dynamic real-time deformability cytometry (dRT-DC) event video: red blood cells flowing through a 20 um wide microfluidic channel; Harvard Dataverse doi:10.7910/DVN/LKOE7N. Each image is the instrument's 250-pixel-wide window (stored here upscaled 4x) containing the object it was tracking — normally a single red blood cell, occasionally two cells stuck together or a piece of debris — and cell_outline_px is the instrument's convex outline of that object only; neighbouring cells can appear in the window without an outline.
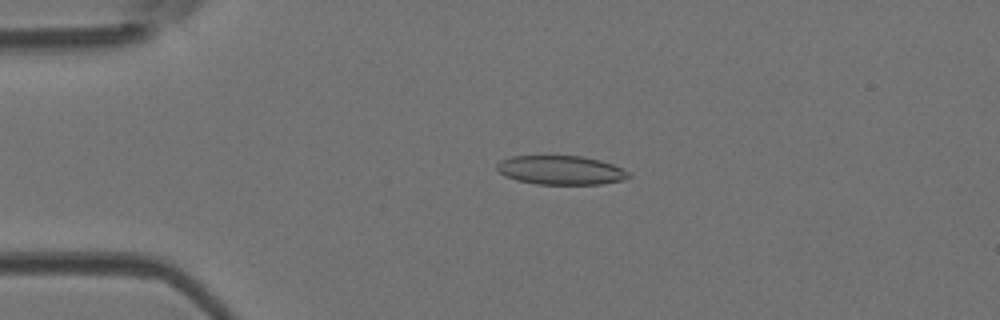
{"species": "Egyptian fruit bat (a non-hibernating species)", "species_latin": "Rousettus aegyptiacus", "temperature_condition": "room temperature", "stored_images_in_passage": 52, "camera_frame_rate_fps": 3000, "um_per_image_px": 0.085, "animal": {"sex": "female"}, "frame": {"image": 1, "passage_image": 12, "time_ms": 3.667, "image_size_px": [1000, 320], "cell_outline_px": [[632, 176], [624, 180], [600, 184], [536, 184], [516, 180], [504, 176], [496, 168], [496, 164], [500, 160], [512, 156], [580, 156], [600, 160], [612, 164], [628, 172]], "centroid_in_image_um": [47.64, 14.46], "position_along_channel_um": 37.4, "area_um2": 22.25}}
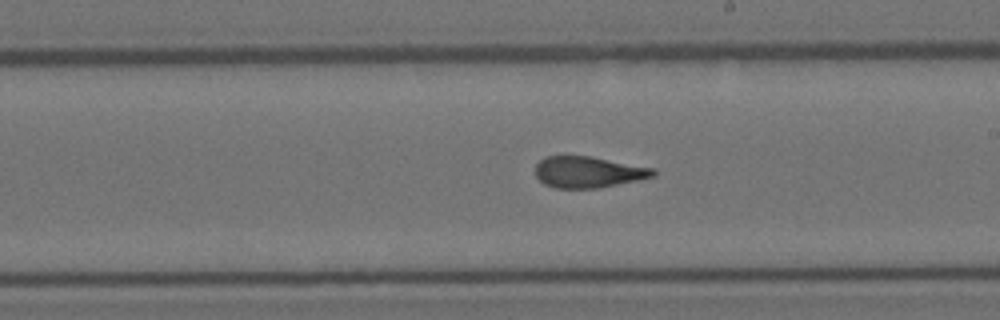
{"frame": {"image": 2, "passage_image": 30, "time_ms": 9.667, "image_size_px": [1000, 320], "cell_outline_px": [[656, 172], [652, 176], [636, 180], [600, 188], [556, 188], [544, 184], [536, 176], [536, 164], [544, 156], [564, 152], [588, 156], [656, 168]], "centroid_in_image_um": [49.92, 14.58], "position_along_channel_um": 239.1, "area_um2": 21.96}}
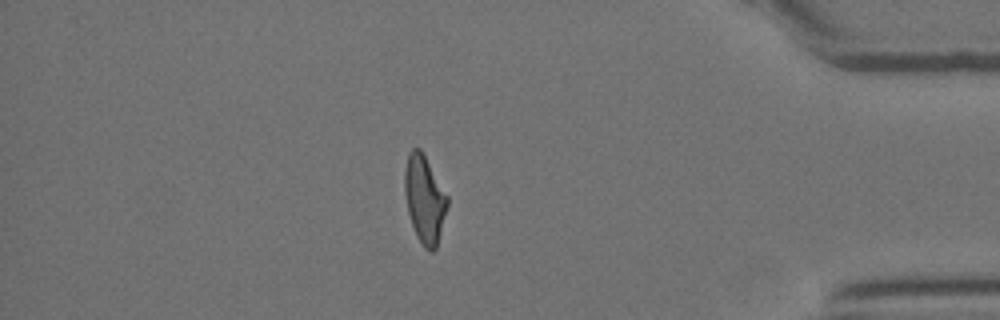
{"frame": {"image": 3, "passage_image": 45, "time_ms": 14.667, "image_size_px": [1000, 320], "cell_outline_px": [[448, 204], [436, 248], [432, 252], [428, 252], [424, 248], [416, 236], [408, 212], [404, 192], [404, 168], [408, 152], [412, 148], [420, 148], [448, 196]], "centroid_in_image_um": [36.06, 16.93], "position_along_channel_um": 399.1, "area_um2": 21.79}, "authors_computed_cell_mechanics": {"area_um2": 22.3108, "velocity_mm_per_s": 3.9242, "shape_relaxation_time_tau1_ms": 6.4113, "shape_relaxation_time_tau2_ms": 1.7722, "deformation_change_tau1": 0.1925, "deformation_change_tau2": 0.0883}}